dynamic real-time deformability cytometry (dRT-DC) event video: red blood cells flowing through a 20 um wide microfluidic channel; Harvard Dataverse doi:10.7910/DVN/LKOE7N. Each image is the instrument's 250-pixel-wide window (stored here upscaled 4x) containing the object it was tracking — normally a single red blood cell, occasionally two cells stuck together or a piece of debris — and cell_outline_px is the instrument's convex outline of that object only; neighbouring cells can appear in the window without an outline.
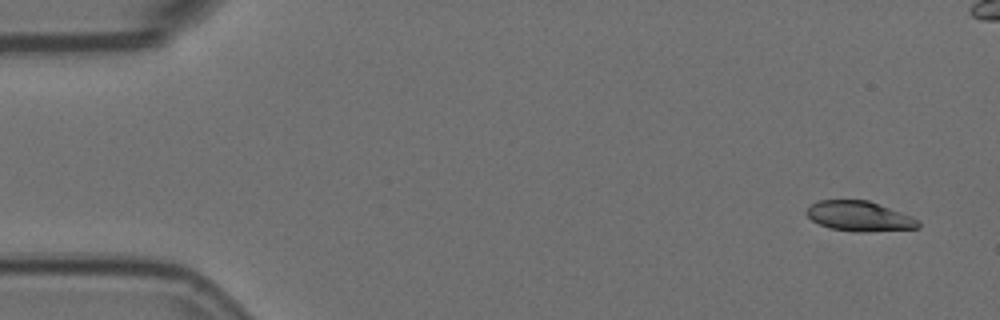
{"species": "Egyptian fruit bat (a non-hibernating species)", "species_latin": "Rousettus aegyptiacus", "temperature_condition": "room temperature", "stored_images_in_passage": 6, "camera_frame_rate_fps": 3000, "um_per_image_px": 0.085, "animal": {"sex": "female"}, "frame": {"image": 1, "passage_image": 1, "time_ms": 0.0, "image_size_px": [1000, 320], "cell_outline_px": [[920, 228], [860, 232], [832, 228], [820, 224], [812, 220], [804, 212], [812, 204], [820, 200], [868, 200], [912, 216], [920, 224]], "centroid_in_image_um": [73.05, 18.37], "position_along_channel_um": 12.0, "area_um2": 19.25}}
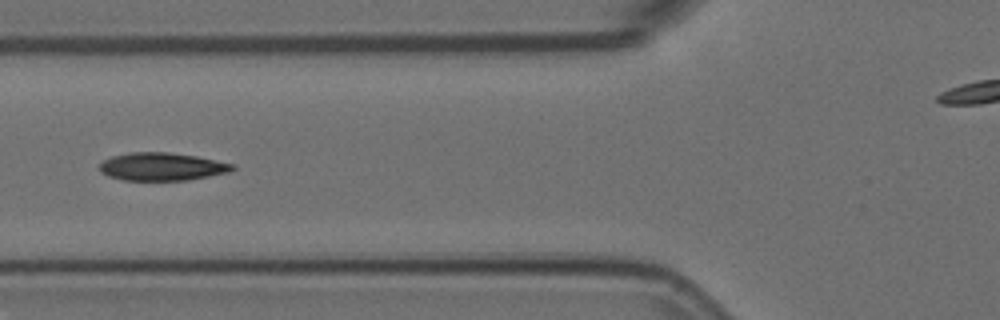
{"frame": {"image": 2, "passage_image": 6, "time_ms": 1.667, "image_size_px": [1000, 320], "cell_outline_px": [[236, 168], [228, 172], [188, 180], [124, 180], [108, 176], [100, 172], [100, 164], [104, 160], [112, 156], [128, 152], [168, 152], [196, 156], [232, 164]], "centroid_in_image_um": [13.72, 14.16], "position_along_channel_um": 112.1, "area_um2": 21.44}}